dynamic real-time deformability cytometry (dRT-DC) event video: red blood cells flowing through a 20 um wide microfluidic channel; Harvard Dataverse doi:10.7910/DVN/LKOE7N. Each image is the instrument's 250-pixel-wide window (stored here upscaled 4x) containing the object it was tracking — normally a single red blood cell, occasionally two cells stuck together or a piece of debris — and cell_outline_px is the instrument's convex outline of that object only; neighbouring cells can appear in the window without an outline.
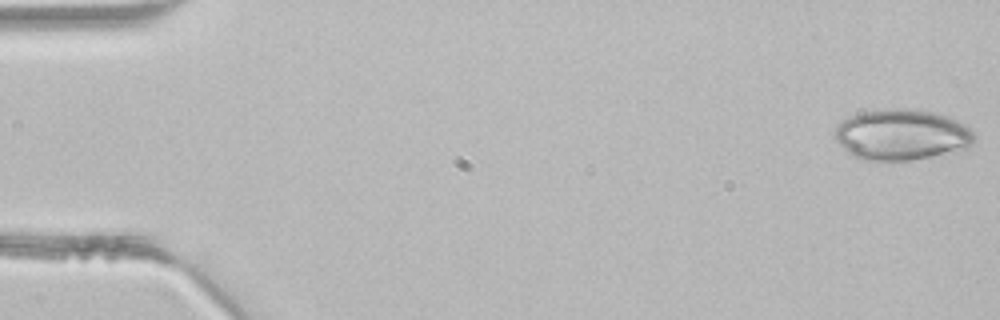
{"species": "common noctule bat (a hibernating species)", "species_latin": "Nyctalus noctula", "temperature_condition": "room temperature", "stored_images_in_passage": 6, "camera_frame_rate_fps": 3000, "um_per_image_px": 0.085, "animal": {"sex": "male", "body_mass_g": 21.5, "forearm_length_mm": 52.0}, "frame": {"image": 1, "passage_image": 1, "time_ms": 0.0, "image_size_px": [1000, 320], "cell_outline_px": [[976, 136], [972, 144], [968, 148], [908, 160], [864, 160], [852, 156], [836, 140], [836, 124], [860, 112], [888, 108], [916, 108], [936, 112], [948, 116], [964, 124]], "centroid_in_image_um": [76.64, 11.42], "position_along_channel_um": 8.4, "area_um2": 41.21}}